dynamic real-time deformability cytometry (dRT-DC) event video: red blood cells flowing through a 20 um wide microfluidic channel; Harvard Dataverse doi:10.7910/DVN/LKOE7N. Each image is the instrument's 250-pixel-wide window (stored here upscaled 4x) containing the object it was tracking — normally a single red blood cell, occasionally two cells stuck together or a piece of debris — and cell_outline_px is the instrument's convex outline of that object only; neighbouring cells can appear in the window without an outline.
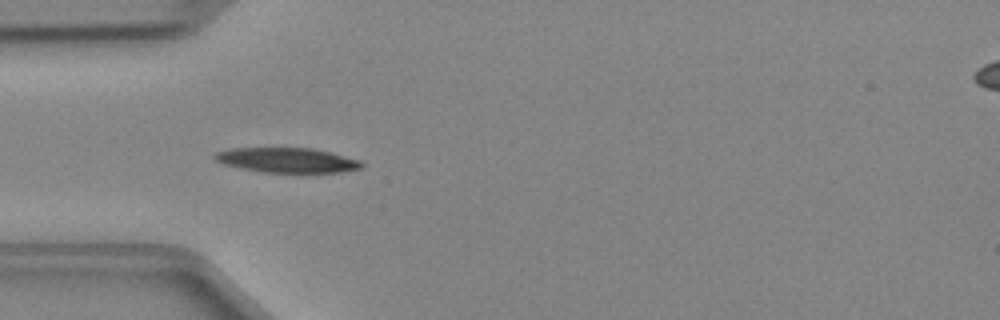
{"species": "Egyptian fruit bat (a non-hibernating species)", "species_latin": "Rousettus aegyptiacus", "temperature_condition": "cold", "stored_images_in_passage": 34, "camera_frame_rate_fps": 3000, "um_per_image_px": 0.085, "animal": {"sex": "female"}, "frame": {"image": 1, "passage_image": 1, "time_ms": 0.0, "image_size_px": [1000, 320], "cell_outline_px": [[364, 168], [340, 172], [264, 172], [240, 168], [224, 164], [216, 160], [212, 156], [216, 152], [228, 148], [312, 148], [360, 160], [364, 164]], "centroid_in_image_um": [24.39, 13.61], "position_along_channel_um": 60.6, "area_um2": 21.15}}
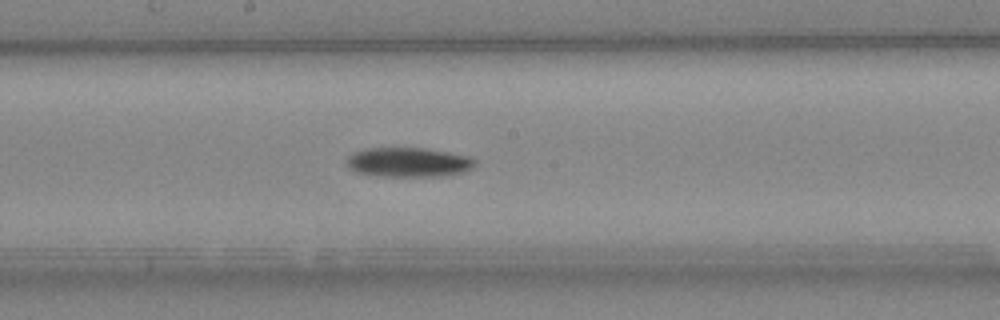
{"frame": {"image": 2, "passage_image": 12, "time_ms": 3.667, "image_size_px": [1000, 320], "cell_outline_px": [[476, 164], [472, 168], [464, 172], [448, 176], [380, 176], [356, 172], [348, 168], [344, 160], [352, 152], [364, 148], [424, 148], [448, 152], [468, 156], [476, 160]], "centroid_in_image_um": [34.69, 13.79], "position_along_channel_um": 213.5, "area_um2": 22.37}}
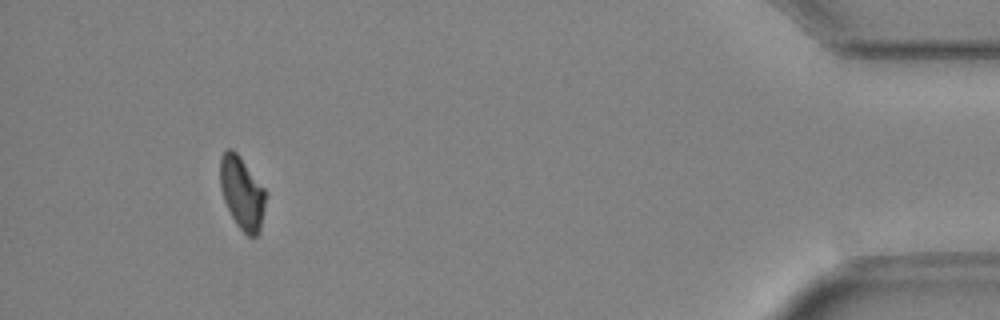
{"frame": {"image": 3, "passage_image": 31, "time_ms": 10.0, "image_size_px": [1000, 320], "cell_outline_px": [[268, 192], [260, 232], [256, 236], [248, 236], [236, 224], [224, 200], [220, 188], [220, 156], [228, 148], [232, 148], [236, 152]], "centroid_in_image_um": [20.59, 16.4], "position_along_channel_um": 414.6, "area_um2": 19.42}}